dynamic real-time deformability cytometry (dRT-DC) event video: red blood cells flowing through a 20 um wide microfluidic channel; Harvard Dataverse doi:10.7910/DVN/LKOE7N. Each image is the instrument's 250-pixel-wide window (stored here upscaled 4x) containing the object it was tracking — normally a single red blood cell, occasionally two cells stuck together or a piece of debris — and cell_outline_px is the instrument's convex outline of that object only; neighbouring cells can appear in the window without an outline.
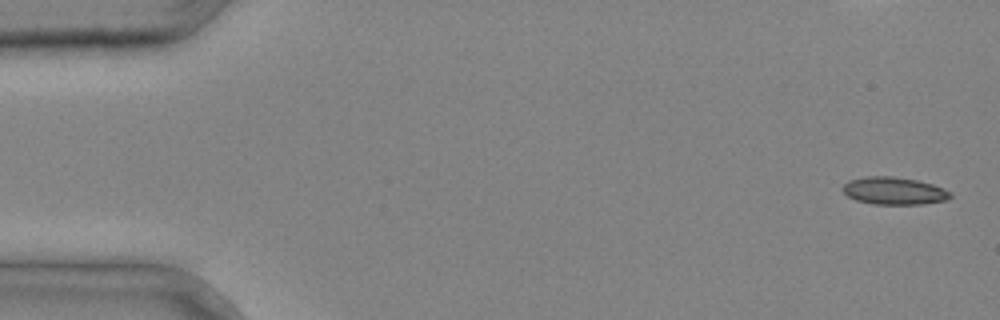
{"species": "common noctule bat (a hibernating species)", "species_latin": "Nyctalus noctula", "temperature_condition": "cold", "stored_images_in_passage": 3, "camera_frame_rate_fps": 3000, "um_per_image_px": 0.085, "animal": {"sex": "male", "body_mass_g": 20.4}, "frame": {"image": 1, "passage_image": 1, "time_ms": 0.0, "image_size_px": [1000, 320], "cell_outline_px": [[952, 196], [944, 200], [920, 204], [872, 204], [856, 200], [848, 196], [840, 188], [848, 180], [864, 176], [892, 176], [916, 180], [932, 184], [944, 188], [952, 192]], "centroid_in_image_um": [75.96, 16.21], "position_along_channel_um": 9.0, "area_um2": 17.28}}